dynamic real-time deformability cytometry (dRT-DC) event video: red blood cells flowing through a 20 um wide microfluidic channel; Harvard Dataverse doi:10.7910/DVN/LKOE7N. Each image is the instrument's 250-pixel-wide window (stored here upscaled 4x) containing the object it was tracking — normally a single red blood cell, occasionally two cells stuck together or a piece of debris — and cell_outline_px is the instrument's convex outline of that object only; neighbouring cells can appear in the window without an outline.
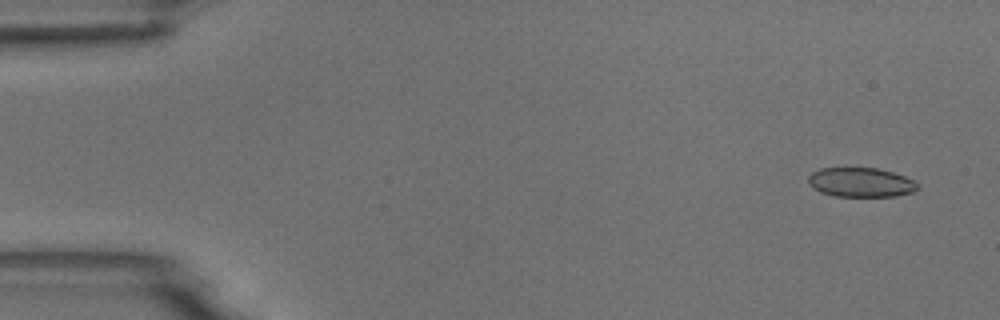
{"species": "common noctule bat (a hibernating species)", "species_latin": "Nyctalus noctula", "temperature_condition": "room temperature", "stored_images_in_passage": 5, "camera_frame_rate_fps": 3000, "um_per_image_px": 0.085, "animal": {"sex": "male", "body_mass_g": 18.8}, "frame": {"image": 1, "passage_image": 1, "time_ms": 0.0, "image_size_px": [1000, 320], "cell_outline_px": [[920, 188], [912, 192], [896, 196], [836, 196], [820, 192], [812, 188], [808, 184], [808, 176], [812, 172], [820, 168], [876, 168], [892, 172], [904, 176], [920, 184]], "centroid_in_image_um": [73.16, 15.5], "position_along_channel_um": 11.8, "area_um2": 18.79}}